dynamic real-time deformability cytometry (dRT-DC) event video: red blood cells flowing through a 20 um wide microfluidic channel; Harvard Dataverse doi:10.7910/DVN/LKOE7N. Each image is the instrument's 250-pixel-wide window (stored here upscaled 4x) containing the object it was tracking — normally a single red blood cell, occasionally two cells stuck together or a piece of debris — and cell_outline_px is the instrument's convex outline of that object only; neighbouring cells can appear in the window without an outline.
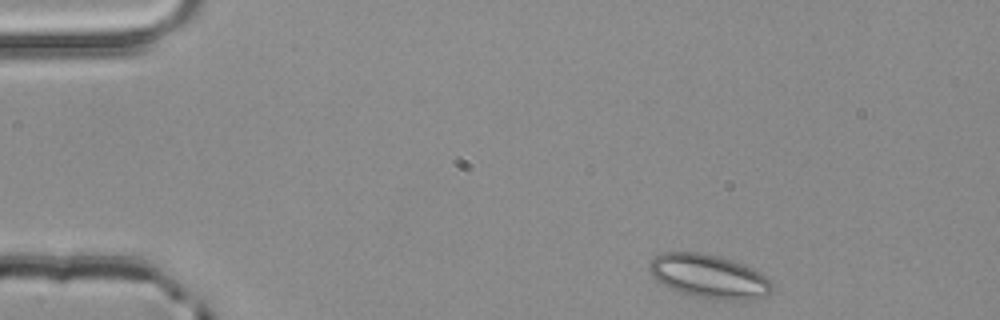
{"species": "common noctule bat (a hibernating species)", "species_latin": "Nyctalus noctula", "temperature_condition": "room temperature", "stored_images_in_passage": 3, "camera_frame_rate_fps": 3000, "um_per_image_px": 0.085, "animal": {"sex": "male", "body_mass_g": 20.4}, "frame": {"image": 1, "passage_image": 1, "time_ms": 0.0, "image_size_px": [1000, 320], "cell_outline_px": [[772, 288], [764, 296], [748, 300], [720, 300], [692, 296], [680, 292], [656, 280], [652, 276], [648, 268], [652, 260], [656, 256], [664, 252], [696, 252], [716, 256], [732, 260], [744, 264], [760, 272], [772, 284]], "centroid_in_image_um": [60.25, 23.49], "position_along_channel_um": 24.7, "area_um2": 30.92}}